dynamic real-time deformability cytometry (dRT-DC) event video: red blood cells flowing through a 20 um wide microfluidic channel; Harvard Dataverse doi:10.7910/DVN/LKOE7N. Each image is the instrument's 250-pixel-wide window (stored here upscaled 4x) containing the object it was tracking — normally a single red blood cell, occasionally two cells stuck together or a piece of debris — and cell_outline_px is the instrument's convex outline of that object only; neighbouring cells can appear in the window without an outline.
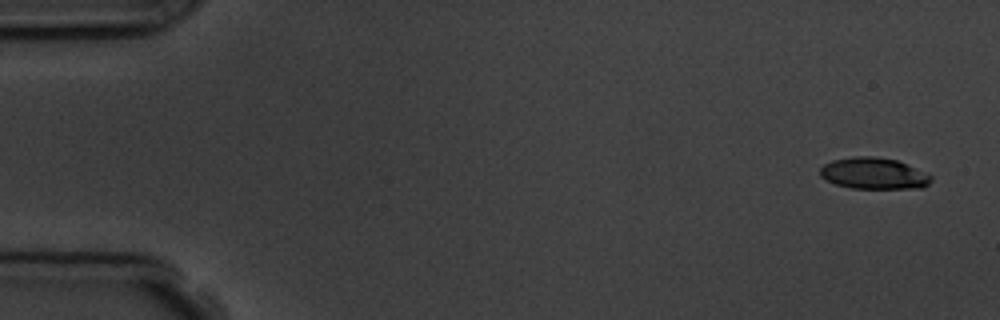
{"species": "common noctule bat (a hibernating species)", "species_latin": "Nyctalus noctula", "temperature_condition": "room temperature", "stored_images_in_passage": 5, "camera_frame_rate_fps": 3000, "um_per_image_px": 0.085, "animal": {"sex": "male", "body_mass_g": 19.5, "forearm_length_mm": 54.6}, "frame": {"image": 1, "passage_image": 1, "time_ms": 0.0, "image_size_px": [1000, 320], "cell_outline_px": [[932, 180], [924, 188], [852, 188], [836, 184], [820, 176], [820, 168], [824, 164], [832, 160], [852, 156], [872, 156], [896, 160], [932, 176]], "centroid_in_image_um": [74.25, 14.74], "position_along_channel_um": 10.8, "area_um2": 20.11}}
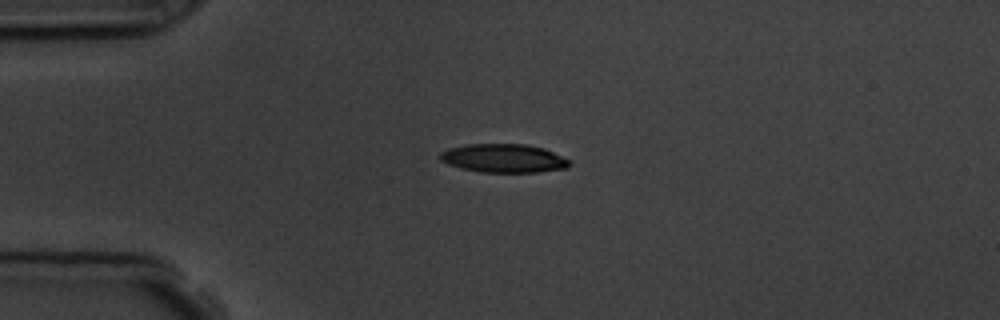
{"frame": {"image": 2, "passage_image": 4, "time_ms": 3.667, "image_size_px": [1000, 320], "cell_outline_px": [[572, 164], [568, 168], [536, 172], [480, 172], [460, 168], [448, 164], [440, 160], [440, 152], [448, 148], [464, 144], [524, 144], [544, 148], [572, 160]], "centroid_in_image_um": [42.83, 13.45], "position_along_channel_um": 42.2, "area_um2": 21.79}}